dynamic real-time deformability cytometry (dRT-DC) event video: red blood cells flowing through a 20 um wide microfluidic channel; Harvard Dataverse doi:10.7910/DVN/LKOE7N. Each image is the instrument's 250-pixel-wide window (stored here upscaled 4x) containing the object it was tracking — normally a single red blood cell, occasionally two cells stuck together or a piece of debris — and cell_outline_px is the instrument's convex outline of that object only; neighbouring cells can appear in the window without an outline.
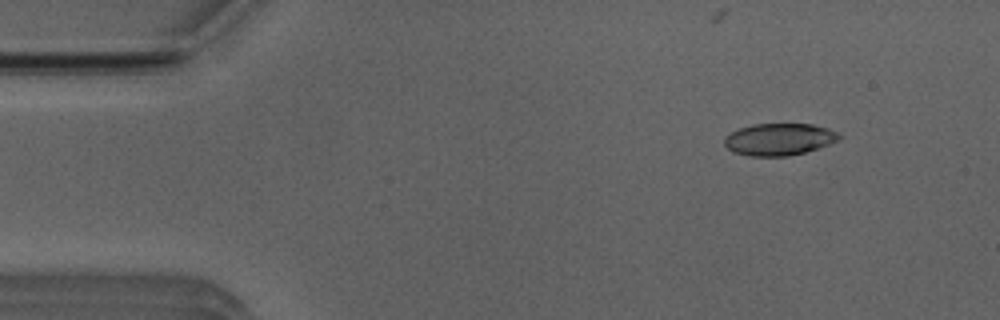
{"species": "Egyptian fruit bat (a non-hibernating species)", "species_latin": "Rousettus aegyptiacus", "temperature_condition": "room temperature", "stored_images_in_passage": 47, "camera_frame_rate_fps": 3000, "um_per_image_px": 0.085, "animal": {"sex": "male"}, "frame": {"image": 1, "passage_image": 2, "time_ms": 0.333, "image_size_px": [1000, 320], "cell_outline_px": [[840, 136], [836, 140], [828, 144], [804, 152], [788, 156], [748, 156], [732, 152], [724, 144], [724, 136], [740, 128], [756, 124], [812, 124], [828, 128], [836, 132]], "centroid_in_image_um": [66.17, 11.84], "position_along_channel_um": 18.8, "area_um2": 21.15}}
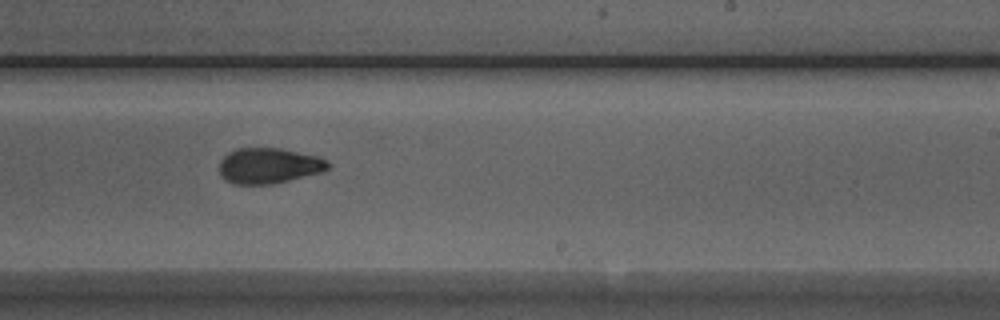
{"frame": {"image": 2, "passage_image": 27, "time_ms": 8.667, "image_size_px": [1000, 320], "cell_outline_px": [[332, 164], [328, 168], [320, 172], [288, 180], [268, 184], [232, 184], [224, 180], [220, 176], [220, 160], [228, 152], [236, 148], [280, 148], [320, 156], [328, 160]], "centroid_in_image_um": [22.84, 14.07], "position_along_channel_um": 266.2, "area_um2": 22.66}}
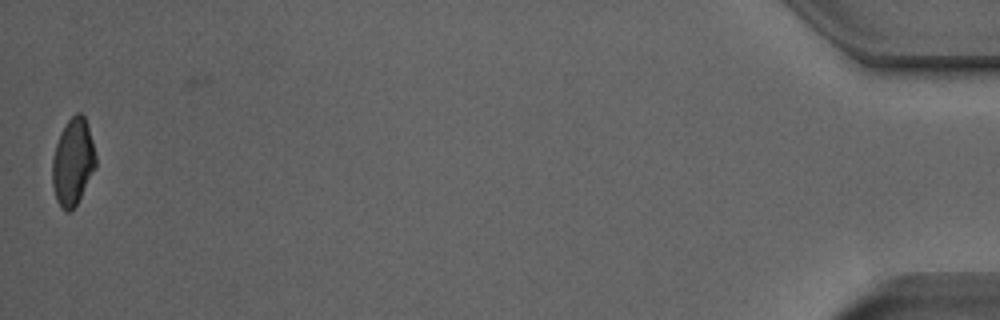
{"frame": {"image": 3, "passage_image": 47, "time_ms": 15.333, "image_size_px": [1000, 320], "cell_outline_px": [[96, 168], [76, 204], [68, 212], [64, 212], [60, 208], [56, 200], [52, 184], [52, 160], [56, 144], [60, 132], [68, 120], [76, 112], [80, 112], [84, 116], [92, 140], [96, 156]], "centroid_in_image_um": [6.18, 13.78], "position_along_channel_um": 429.0, "area_um2": 21.96}, "authors_computed_cell_mechanics": {"area_um2": 22.6576, "velocity_mm_per_s": 3.9817, "shape_relaxation_time_tau1_ms": 6.0215, "shape_relaxation_time_tau2_ms": 2.0686, "deformation_change_tau1": 0.1711, "deformation_change_tau2": 0.0806}}